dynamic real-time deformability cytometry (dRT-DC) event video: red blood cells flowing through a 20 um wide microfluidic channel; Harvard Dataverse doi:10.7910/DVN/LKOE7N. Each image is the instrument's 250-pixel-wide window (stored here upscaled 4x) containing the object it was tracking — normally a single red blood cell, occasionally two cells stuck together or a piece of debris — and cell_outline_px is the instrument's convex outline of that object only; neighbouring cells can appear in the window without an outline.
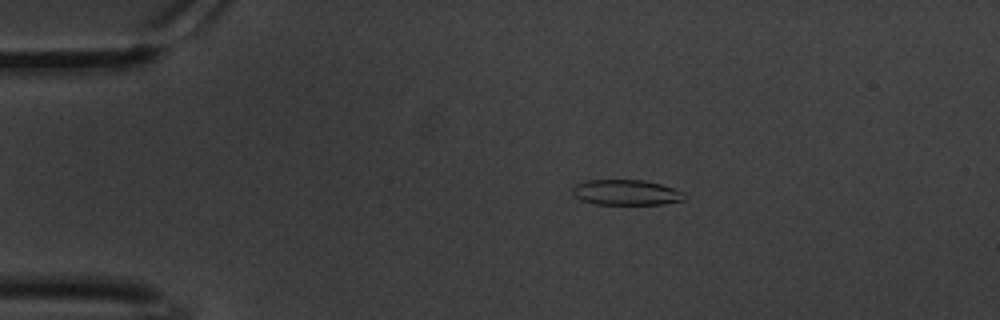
{"species": "common noctule bat (a hibernating species)", "species_latin": "Nyctalus noctula", "temperature_condition": "warm", "stored_images_in_passage": 55, "camera_frame_rate_fps": 3000, "um_per_image_px": 0.085, "animal": {"sex": "male", "body_mass_g": 20.1, "forearm_length_mm": 53.5}, "frame": {"image": 1, "passage_image": 6, "time_ms": 1.667, "image_size_px": [1000, 320], "cell_outline_px": [[688, 196], [684, 200], [664, 204], [596, 204], [580, 200], [572, 192], [572, 188], [576, 184], [588, 180], [644, 180], [660, 184], [684, 192]], "centroid_in_image_um": [53.25, 16.36], "position_along_channel_um": 31.8, "area_um2": 16.59}}
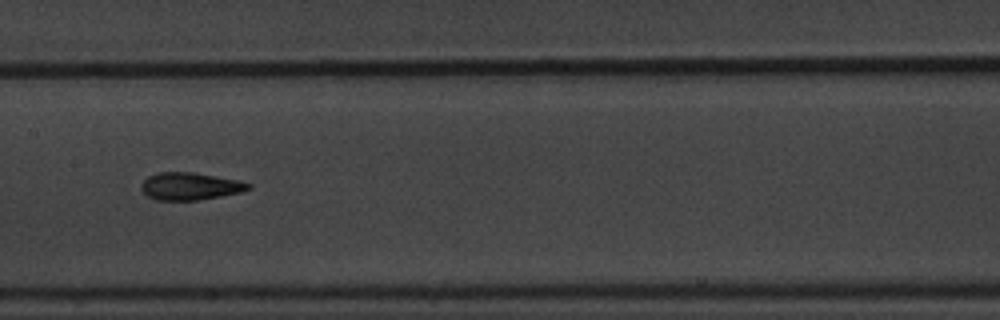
{"frame": {"image": 2, "passage_image": 25, "time_ms": 8.0, "image_size_px": [1000, 320], "cell_outline_px": [[252, 188], [240, 192], [200, 200], [156, 200], [148, 196], [140, 188], [140, 184], [148, 176], [156, 172], [192, 172], [240, 180], [252, 184]], "centroid_in_image_um": [16.15, 15.82], "position_along_channel_um": 191.2, "area_um2": 17.22}}
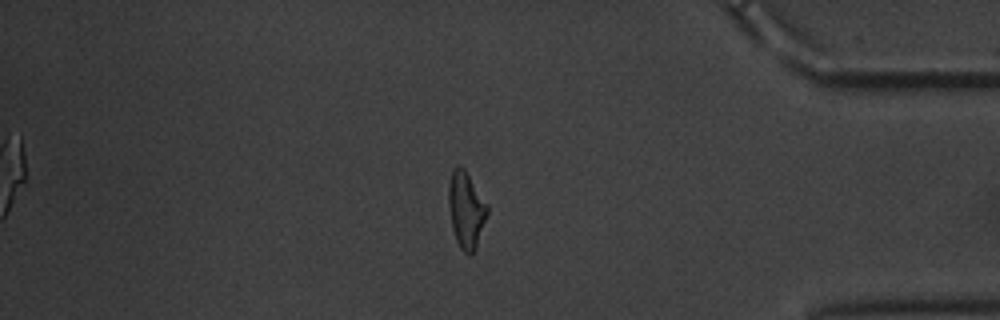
{"frame": {"image": 3, "passage_image": 46, "time_ms": 15.0, "image_size_px": [1000, 320], "cell_outline_px": [[488, 212], [476, 248], [468, 256], [460, 248], [456, 240], [452, 228], [448, 204], [448, 184], [452, 168], [460, 164], [464, 168], [488, 204]], "centroid_in_image_um": [39.6, 17.8], "position_along_channel_um": 395.6, "area_um2": 17.4}, "authors_computed_cell_mechanics": {"area_um2": 17.051, "velocity_mm_per_s": 3.3153, "shape_relaxation_time_tau1_ms": 7.0178, "shape_relaxation_time_tau2_ms": 2.4562, "deformation_change_tau1": 0.2001, "deformation_change_tau2": 0.1092}}